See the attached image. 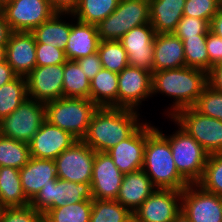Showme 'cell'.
<instances>
[{"label": "cell", "mask_w": 222, "mask_h": 222, "mask_svg": "<svg viewBox=\"0 0 222 222\" xmlns=\"http://www.w3.org/2000/svg\"><path fill=\"white\" fill-rule=\"evenodd\" d=\"M139 116L133 109L98 107L82 140L95 152H107L142 124Z\"/></svg>", "instance_id": "1"}, {"label": "cell", "mask_w": 222, "mask_h": 222, "mask_svg": "<svg viewBox=\"0 0 222 222\" xmlns=\"http://www.w3.org/2000/svg\"><path fill=\"white\" fill-rule=\"evenodd\" d=\"M208 85V73L204 70L181 67L152 72V95L165 93L174 101L168 117L179 110L193 107L204 88Z\"/></svg>", "instance_id": "2"}, {"label": "cell", "mask_w": 222, "mask_h": 222, "mask_svg": "<svg viewBox=\"0 0 222 222\" xmlns=\"http://www.w3.org/2000/svg\"><path fill=\"white\" fill-rule=\"evenodd\" d=\"M142 169L156 189L182 191L189 185L175 166L169 141L147 122Z\"/></svg>", "instance_id": "3"}, {"label": "cell", "mask_w": 222, "mask_h": 222, "mask_svg": "<svg viewBox=\"0 0 222 222\" xmlns=\"http://www.w3.org/2000/svg\"><path fill=\"white\" fill-rule=\"evenodd\" d=\"M46 120L69 132L77 140L87 133L89 123L98 106L87 98L62 97L45 104Z\"/></svg>", "instance_id": "4"}, {"label": "cell", "mask_w": 222, "mask_h": 222, "mask_svg": "<svg viewBox=\"0 0 222 222\" xmlns=\"http://www.w3.org/2000/svg\"><path fill=\"white\" fill-rule=\"evenodd\" d=\"M159 132L169 141L179 174L189 184H197L203 176L209 153L180 126L171 136Z\"/></svg>", "instance_id": "5"}, {"label": "cell", "mask_w": 222, "mask_h": 222, "mask_svg": "<svg viewBox=\"0 0 222 222\" xmlns=\"http://www.w3.org/2000/svg\"><path fill=\"white\" fill-rule=\"evenodd\" d=\"M150 23L149 0H120L118 7L99 22L100 41L120 40L132 28Z\"/></svg>", "instance_id": "6"}, {"label": "cell", "mask_w": 222, "mask_h": 222, "mask_svg": "<svg viewBox=\"0 0 222 222\" xmlns=\"http://www.w3.org/2000/svg\"><path fill=\"white\" fill-rule=\"evenodd\" d=\"M45 121V103L27 98L10 115L0 120V134L29 143Z\"/></svg>", "instance_id": "7"}, {"label": "cell", "mask_w": 222, "mask_h": 222, "mask_svg": "<svg viewBox=\"0 0 222 222\" xmlns=\"http://www.w3.org/2000/svg\"><path fill=\"white\" fill-rule=\"evenodd\" d=\"M209 154L222 153V121L202 115L193 107L179 110L171 117Z\"/></svg>", "instance_id": "8"}, {"label": "cell", "mask_w": 222, "mask_h": 222, "mask_svg": "<svg viewBox=\"0 0 222 222\" xmlns=\"http://www.w3.org/2000/svg\"><path fill=\"white\" fill-rule=\"evenodd\" d=\"M1 11L12 32H32L56 13L48 0H5Z\"/></svg>", "instance_id": "9"}, {"label": "cell", "mask_w": 222, "mask_h": 222, "mask_svg": "<svg viewBox=\"0 0 222 222\" xmlns=\"http://www.w3.org/2000/svg\"><path fill=\"white\" fill-rule=\"evenodd\" d=\"M92 199L90 183H75L57 178L43 186L30 205L44 214L52 208Z\"/></svg>", "instance_id": "10"}, {"label": "cell", "mask_w": 222, "mask_h": 222, "mask_svg": "<svg viewBox=\"0 0 222 222\" xmlns=\"http://www.w3.org/2000/svg\"><path fill=\"white\" fill-rule=\"evenodd\" d=\"M95 151L83 140H77L54 159L59 179L91 183Z\"/></svg>", "instance_id": "11"}, {"label": "cell", "mask_w": 222, "mask_h": 222, "mask_svg": "<svg viewBox=\"0 0 222 222\" xmlns=\"http://www.w3.org/2000/svg\"><path fill=\"white\" fill-rule=\"evenodd\" d=\"M181 211L191 222H222V197L189 184L182 190Z\"/></svg>", "instance_id": "12"}, {"label": "cell", "mask_w": 222, "mask_h": 222, "mask_svg": "<svg viewBox=\"0 0 222 222\" xmlns=\"http://www.w3.org/2000/svg\"><path fill=\"white\" fill-rule=\"evenodd\" d=\"M182 191L155 189L135 210L133 222H172L181 212Z\"/></svg>", "instance_id": "13"}, {"label": "cell", "mask_w": 222, "mask_h": 222, "mask_svg": "<svg viewBox=\"0 0 222 222\" xmlns=\"http://www.w3.org/2000/svg\"><path fill=\"white\" fill-rule=\"evenodd\" d=\"M149 96H152V73L128 65L118 74V108L138 111V106Z\"/></svg>", "instance_id": "14"}, {"label": "cell", "mask_w": 222, "mask_h": 222, "mask_svg": "<svg viewBox=\"0 0 222 222\" xmlns=\"http://www.w3.org/2000/svg\"><path fill=\"white\" fill-rule=\"evenodd\" d=\"M64 64L36 66L25 78L28 98L47 103L63 97Z\"/></svg>", "instance_id": "15"}, {"label": "cell", "mask_w": 222, "mask_h": 222, "mask_svg": "<svg viewBox=\"0 0 222 222\" xmlns=\"http://www.w3.org/2000/svg\"><path fill=\"white\" fill-rule=\"evenodd\" d=\"M123 176L107 152H96L90 183L93 199L116 200Z\"/></svg>", "instance_id": "16"}, {"label": "cell", "mask_w": 222, "mask_h": 222, "mask_svg": "<svg viewBox=\"0 0 222 222\" xmlns=\"http://www.w3.org/2000/svg\"><path fill=\"white\" fill-rule=\"evenodd\" d=\"M151 23L132 28L119 40L127 52L129 66L153 72L154 37Z\"/></svg>", "instance_id": "17"}, {"label": "cell", "mask_w": 222, "mask_h": 222, "mask_svg": "<svg viewBox=\"0 0 222 222\" xmlns=\"http://www.w3.org/2000/svg\"><path fill=\"white\" fill-rule=\"evenodd\" d=\"M75 141L77 139L69 132L46 120L28 143L30 157L54 160Z\"/></svg>", "instance_id": "18"}, {"label": "cell", "mask_w": 222, "mask_h": 222, "mask_svg": "<svg viewBox=\"0 0 222 222\" xmlns=\"http://www.w3.org/2000/svg\"><path fill=\"white\" fill-rule=\"evenodd\" d=\"M146 144V123L142 124L126 139L112 147L107 153L116 167L123 173L142 169Z\"/></svg>", "instance_id": "19"}, {"label": "cell", "mask_w": 222, "mask_h": 222, "mask_svg": "<svg viewBox=\"0 0 222 222\" xmlns=\"http://www.w3.org/2000/svg\"><path fill=\"white\" fill-rule=\"evenodd\" d=\"M5 60L18 76L26 77L36 67V39L32 32H12Z\"/></svg>", "instance_id": "20"}, {"label": "cell", "mask_w": 222, "mask_h": 222, "mask_svg": "<svg viewBox=\"0 0 222 222\" xmlns=\"http://www.w3.org/2000/svg\"><path fill=\"white\" fill-rule=\"evenodd\" d=\"M19 174L23 192L30 202L43 186L58 178L54 160L33 157L19 170Z\"/></svg>", "instance_id": "21"}, {"label": "cell", "mask_w": 222, "mask_h": 222, "mask_svg": "<svg viewBox=\"0 0 222 222\" xmlns=\"http://www.w3.org/2000/svg\"><path fill=\"white\" fill-rule=\"evenodd\" d=\"M186 66L182 40L174 33L154 37L153 72Z\"/></svg>", "instance_id": "22"}, {"label": "cell", "mask_w": 222, "mask_h": 222, "mask_svg": "<svg viewBox=\"0 0 222 222\" xmlns=\"http://www.w3.org/2000/svg\"><path fill=\"white\" fill-rule=\"evenodd\" d=\"M155 189L143 169L126 173L123 176L116 201L133 214Z\"/></svg>", "instance_id": "23"}, {"label": "cell", "mask_w": 222, "mask_h": 222, "mask_svg": "<svg viewBox=\"0 0 222 222\" xmlns=\"http://www.w3.org/2000/svg\"><path fill=\"white\" fill-rule=\"evenodd\" d=\"M99 42L96 25L79 20L76 21V24L71 22V32L64 51L66 59L76 61L96 53Z\"/></svg>", "instance_id": "24"}, {"label": "cell", "mask_w": 222, "mask_h": 222, "mask_svg": "<svg viewBox=\"0 0 222 222\" xmlns=\"http://www.w3.org/2000/svg\"><path fill=\"white\" fill-rule=\"evenodd\" d=\"M150 23L156 34L173 33L183 17L185 0H149Z\"/></svg>", "instance_id": "25"}, {"label": "cell", "mask_w": 222, "mask_h": 222, "mask_svg": "<svg viewBox=\"0 0 222 222\" xmlns=\"http://www.w3.org/2000/svg\"><path fill=\"white\" fill-rule=\"evenodd\" d=\"M118 74L102 68L90 80L89 99L98 107H117Z\"/></svg>", "instance_id": "26"}, {"label": "cell", "mask_w": 222, "mask_h": 222, "mask_svg": "<svg viewBox=\"0 0 222 222\" xmlns=\"http://www.w3.org/2000/svg\"><path fill=\"white\" fill-rule=\"evenodd\" d=\"M30 201L26 198L19 174V169L0 167V207H26Z\"/></svg>", "instance_id": "27"}, {"label": "cell", "mask_w": 222, "mask_h": 222, "mask_svg": "<svg viewBox=\"0 0 222 222\" xmlns=\"http://www.w3.org/2000/svg\"><path fill=\"white\" fill-rule=\"evenodd\" d=\"M62 15L66 16V13H55L32 31L36 43L49 44L65 51L71 24L60 19Z\"/></svg>", "instance_id": "28"}, {"label": "cell", "mask_w": 222, "mask_h": 222, "mask_svg": "<svg viewBox=\"0 0 222 222\" xmlns=\"http://www.w3.org/2000/svg\"><path fill=\"white\" fill-rule=\"evenodd\" d=\"M120 0H81L73 13L67 15L83 23L97 25L118 7Z\"/></svg>", "instance_id": "29"}, {"label": "cell", "mask_w": 222, "mask_h": 222, "mask_svg": "<svg viewBox=\"0 0 222 222\" xmlns=\"http://www.w3.org/2000/svg\"><path fill=\"white\" fill-rule=\"evenodd\" d=\"M90 94V80L76 61L64 63L63 97L87 98Z\"/></svg>", "instance_id": "30"}, {"label": "cell", "mask_w": 222, "mask_h": 222, "mask_svg": "<svg viewBox=\"0 0 222 222\" xmlns=\"http://www.w3.org/2000/svg\"><path fill=\"white\" fill-rule=\"evenodd\" d=\"M28 98L27 82L24 76H17L0 87V120L10 115Z\"/></svg>", "instance_id": "31"}, {"label": "cell", "mask_w": 222, "mask_h": 222, "mask_svg": "<svg viewBox=\"0 0 222 222\" xmlns=\"http://www.w3.org/2000/svg\"><path fill=\"white\" fill-rule=\"evenodd\" d=\"M30 159L29 144L0 134V167L21 169Z\"/></svg>", "instance_id": "32"}, {"label": "cell", "mask_w": 222, "mask_h": 222, "mask_svg": "<svg viewBox=\"0 0 222 222\" xmlns=\"http://www.w3.org/2000/svg\"><path fill=\"white\" fill-rule=\"evenodd\" d=\"M91 212L92 200H85L49 209L43 218L47 222H90Z\"/></svg>", "instance_id": "33"}, {"label": "cell", "mask_w": 222, "mask_h": 222, "mask_svg": "<svg viewBox=\"0 0 222 222\" xmlns=\"http://www.w3.org/2000/svg\"><path fill=\"white\" fill-rule=\"evenodd\" d=\"M90 222H133V214L116 200L92 199Z\"/></svg>", "instance_id": "34"}, {"label": "cell", "mask_w": 222, "mask_h": 222, "mask_svg": "<svg viewBox=\"0 0 222 222\" xmlns=\"http://www.w3.org/2000/svg\"><path fill=\"white\" fill-rule=\"evenodd\" d=\"M102 68L119 74L129 65L126 50L119 40L100 41L98 51Z\"/></svg>", "instance_id": "35"}, {"label": "cell", "mask_w": 222, "mask_h": 222, "mask_svg": "<svg viewBox=\"0 0 222 222\" xmlns=\"http://www.w3.org/2000/svg\"><path fill=\"white\" fill-rule=\"evenodd\" d=\"M207 35H197L193 38L181 39L183 42L186 67H192L209 72V57L206 48Z\"/></svg>", "instance_id": "36"}, {"label": "cell", "mask_w": 222, "mask_h": 222, "mask_svg": "<svg viewBox=\"0 0 222 222\" xmlns=\"http://www.w3.org/2000/svg\"><path fill=\"white\" fill-rule=\"evenodd\" d=\"M197 185L222 197V153L209 154L203 176Z\"/></svg>", "instance_id": "37"}, {"label": "cell", "mask_w": 222, "mask_h": 222, "mask_svg": "<svg viewBox=\"0 0 222 222\" xmlns=\"http://www.w3.org/2000/svg\"><path fill=\"white\" fill-rule=\"evenodd\" d=\"M193 108L202 115L222 121V92L215 90L208 84Z\"/></svg>", "instance_id": "38"}, {"label": "cell", "mask_w": 222, "mask_h": 222, "mask_svg": "<svg viewBox=\"0 0 222 222\" xmlns=\"http://www.w3.org/2000/svg\"><path fill=\"white\" fill-rule=\"evenodd\" d=\"M222 6L219 0H185L183 16L196 17L211 22Z\"/></svg>", "instance_id": "39"}, {"label": "cell", "mask_w": 222, "mask_h": 222, "mask_svg": "<svg viewBox=\"0 0 222 222\" xmlns=\"http://www.w3.org/2000/svg\"><path fill=\"white\" fill-rule=\"evenodd\" d=\"M209 31V21L196 17L183 16L173 33L180 39H188L197 35H207Z\"/></svg>", "instance_id": "40"}, {"label": "cell", "mask_w": 222, "mask_h": 222, "mask_svg": "<svg viewBox=\"0 0 222 222\" xmlns=\"http://www.w3.org/2000/svg\"><path fill=\"white\" fill-rule=\"evenodd\" d=\"M43 214L31 205L26 207L1 208L0 222H40Z\"/></svg>", "instance_id": "41"}, {"label": "cell", "mask_w": 222, "mask_h": 222, "mask_svg": "<svg viewBox=\"0 0 222 222\" xmlns=\"http://www.w3.org/2000/svg\"><path fill=\"white\" fill-rule=\"evenodd\" d=\"M66 61L64 50L49 44L36 43V66L58 65Z\"/></svg>", "instance_id": "42"}, {"label": "cell", "mask_w": 222, "mask_h": 222, "mask_svg": "<svg viewBox=\"0 0 222 222\" xmlns=\"http://www.w3.org/2000/svg\"><path fill=\"white\" fill-rule=\"evenodd\" d=\"M206 48L209 57V71L212 67L222 63V38L212 32L207 33Z\"/></svg>", "instance_id": "43"}, {"label": "cell", "mask_w": 222, "mask_h": 222, "mask_svg": "<svg viewBox=\"0 0 222 222\" xmlns=\"http://www.w3.org/2000/svg\"><path fill=\"white\" fill-rule=\"evenodd\" d=\"M86 77L91 80L102 69V63L99 53L88 55L76 60Z\"/></svg>", "instance_id": "44"}, {"label": "cell", "mask_w": 222, "mask_h": 222, "mask_svg": "<svg viewBox=\"0 0 222 222\" xmlns=\"http://www.w3.org/2000/svg\"><path fill=\"white\" fill-rule=\"evenodd\" d=\"M56 13H73L81 0H48Z\"/></svg>", "instance_id": "45"}, {"label": "cell", "mask_w": 222, "mask_h": 222, "mask_svg": "<svg viewBox=\"0 0 222 222\" xmlns=\"http://www.w3.org/2000/svg\"><path fill=\"white\" fill-rule=\"evenodd\" d=\"M208 84L215 90L222 92V63L212 67L208 72Z\"/></svg>", "instance_id": "46"}, {"label": "cell", "mask_w": 222, "mask_h": 222, "mask_svg": "<svg viewBox=\"0 0 222 222\" xmlns=\"http://www.w3.org/2000/svg\"><path fill=\"white\" fill-rule=\"evenodd\" d=\"M17 76L6 60L0 63V87L11 82Z\"/></svg>", "instance_id": "47"}, {"label": "cell", "mask_w": 222, "mask_h": 222, "mask_svg": "<svg viewBox=\"0 0 222 222\" xmlns=\"http://www.w3.org/2000/svg\"><path fill=\"white\" fill-rule=\"evenodd\" d=\"M210 32L222 38V6L211 19Z\"/></svg>", "instance_id": "48"}, {"label": "cell", "mask_w": 222, "mask_h": 222, "mask_svg": "<svg viewBox=\"0 0 222 222\" xmlns=\"http://www.w3.org/2000/svg\"><path fill=\"white\" fill-rule=\"evenodd\" d=\"M12 33L8 22L5 20L4 14L0 11V45H6L9 36Z\"/></svg>", "instance_id": "49"}, {"label": "cell", "mask_w": 222, "mask_h": 222, "mask_svg": "<svg viewBox=\"0 0 222 222\" xmlns=\"http://www.w3.org/2000/svg\"><path fill=\"white\" fill-rule=\"evenodd\" d=\"M172 222H191L183 211H181Z\"/></svg>", "instance_id": "50"}, {"label": "cell", "mask_w": 222, "mask_h": 222, "mask_svg": "<svg viewBox=\"0 0 222 222\" xmlns=\"http://www.w3.org/2000/svg\"><path fill=\"white\" fill-rule=\"evenodd\" d=\"M6 45H0V63L5 61Z\"/></svg>", "instance_id": "51"}, {"label": "cell", "mask_w": 222, "mask_h": 222, "mask_svg": "<svg viewBox=\"0 0 222 222\" xmlns=\"http://www.w3.org/2000/svg\"><path fill=\"white\" fill-rule=\"evenodd\" d=\"M40 222H47L44 218Z\"/></svg>", "instance_id": "52"}]
</instances>
